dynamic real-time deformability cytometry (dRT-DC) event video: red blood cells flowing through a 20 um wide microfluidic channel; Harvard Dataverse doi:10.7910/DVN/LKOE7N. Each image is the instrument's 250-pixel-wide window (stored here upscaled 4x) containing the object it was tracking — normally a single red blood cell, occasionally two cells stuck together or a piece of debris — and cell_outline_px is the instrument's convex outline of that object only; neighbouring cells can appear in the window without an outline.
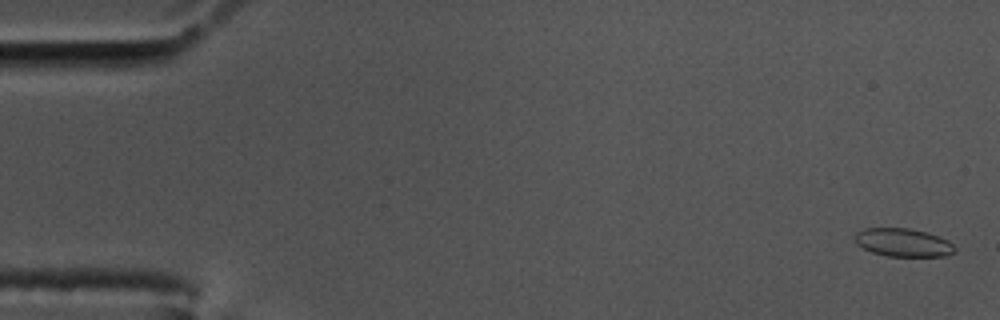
{"species": "common noctule bat (a hibernating species)", "species_latin": "Nyctalus noctula", "temperature_condition": "cold", "stored_images_in_passage": 59, "camera_frame_rate_fps": 3000, "um_per_image_px": 0.085, "animal": {"sex": "male", "body_mass_g": 17.5, "forearm_length_mm": 52.3}, "frame": {"image": 1, "passage_image": 2, "time_ms": 0.333, "image_size_px": [1000, 320], "cell_outline_px": [[956, 248], [948, 256], [888, 256], [872, 252], [856, 244], [852, 236], [856, 232], [864, 228], [908, 228], [924, 232], [948, 240]], "centroid_in_image_um": [76.71, 20.61], "position_along_channel_um": 8.3, "area_um2": 16.36}}
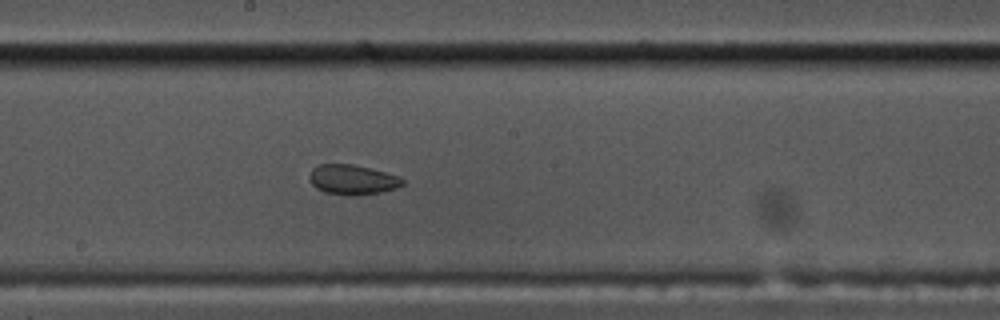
{"frame": {"image": 2, "passage_image": 32, "time_ms": 10.333, "image_size_px": [1000, 320], "cell_outline_px": [[404, 184], [396, 188], [380, 192], [356, 196], [348, 196], [324, 192], [316, 188], [308, 180], [308, 176], [312, 168], [320, 164], [352, 164], [384, 172], [396, 176], [404, 180]], "centroid_in_image_um": [29.9, 15.28], "position_along_channel_um": 218.3, "area_um2": 16.24}}
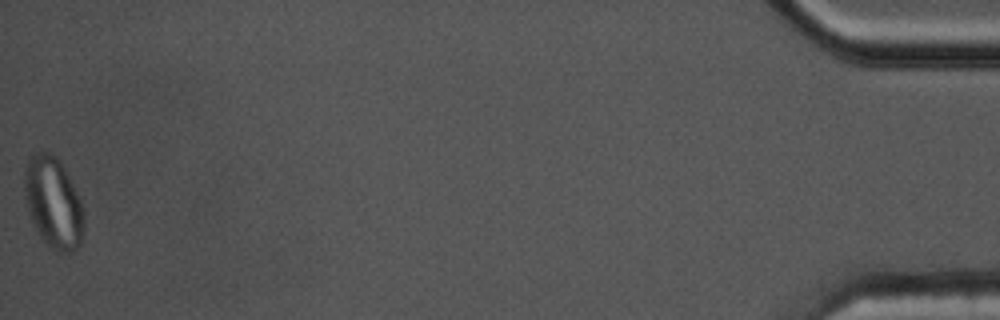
{"frame": {"image": 3, "passage_image": 59, "time_ms": 19.333, "image_size_px": [1000, 320], "cell_outline_px": [[84, 232], [80, 244], [72, 252], [56, 252], [40, 236], [32, 220], [24, 196], [24, 168], [28, 156], [36, 152], [48, 152], [56, 156], [60, 160], [80, 200], [84, 212]], "centroid_in_image_um": [4.53, 17.2], "position_along_channel_um": 430.7, "area_um2": 31.56}}